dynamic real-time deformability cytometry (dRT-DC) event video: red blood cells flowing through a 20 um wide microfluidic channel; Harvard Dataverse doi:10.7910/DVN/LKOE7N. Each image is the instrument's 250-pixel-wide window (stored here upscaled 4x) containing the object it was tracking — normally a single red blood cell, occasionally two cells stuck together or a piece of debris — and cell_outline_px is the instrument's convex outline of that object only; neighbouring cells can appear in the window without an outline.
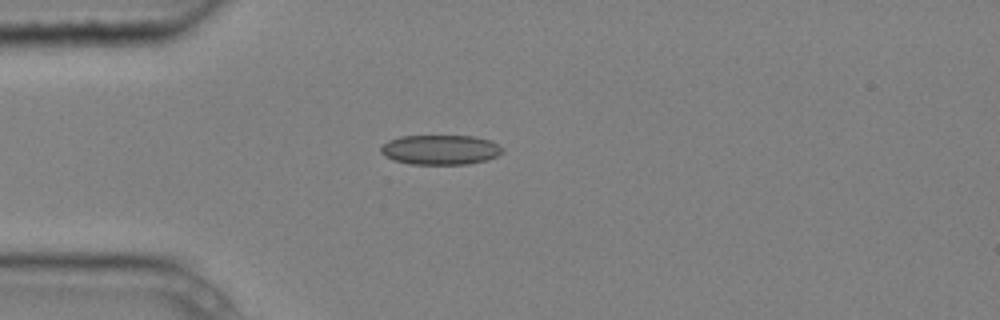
{"species": "common noctule bat (a hibernating species)", "species_latin": "Nyctalus noctula", "temperature_condition": "cold", "stored_images_in_passage": 3, "segment_of_instrument_passage": [2, 2], "camera_frame_rate_fps": 3000, "um_per_image_px": 0.085, "animal": {"sex": "male", "body_mass_g": 20.4}, "frame": {"image": 1, "passage_image": 3, "time_ms": 0.667, "image_size_px": [1000, 320], "cell_outline_px": [[504, 152], [488, 160], [468, 164], [408, 164], [392, 160], [384, 156], [380, 152], [380, 148], [388, 140], [400, 136], [472, 136], [492, 140], [504, 148]], "centroid_in_image_um": [37.44, 12.73], "position_along_channel_um": 47.6, "area_um2": 21.39}}